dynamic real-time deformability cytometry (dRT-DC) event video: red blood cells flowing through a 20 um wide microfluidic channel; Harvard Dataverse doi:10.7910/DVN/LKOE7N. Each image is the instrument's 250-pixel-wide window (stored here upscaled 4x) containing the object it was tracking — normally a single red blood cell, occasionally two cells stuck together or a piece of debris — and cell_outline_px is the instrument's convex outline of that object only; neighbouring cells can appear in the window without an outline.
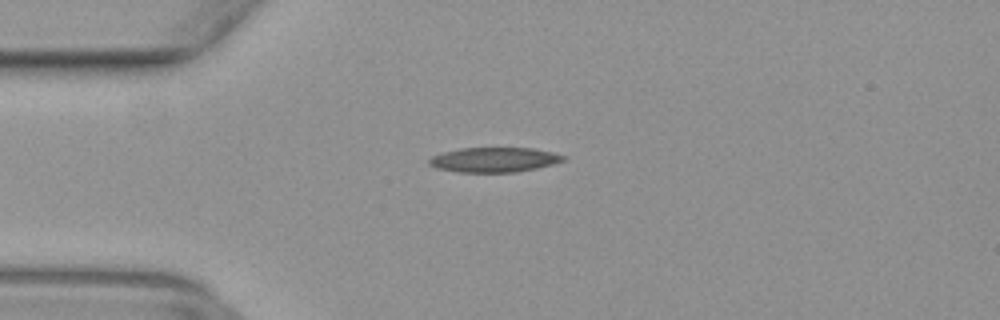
{"species": "common noctule bat (a hibernating species)", "species_latin": "Nyctalus noctula", "temperature_condition": "warm", "stored_images_in_passage": 38, "camera_frame_rate_fps": 3000, "um_per_image_px": 0.085, "animal": {"sex": "female", "body_mass_g": 29.2, "forearm_length_mm": 56.3}, "frame": {"image": 1, "passage_image": 1, "time_ms": 0.0, "image_size_px": [1000, 320], "cell_outline_px": [[568, 156], [564, 160], [552, 164], [536, 168], [516, 172], [460, 172], [436, 168], [428, 164], [428, 160], [432, 156], [444, 152], [460, 148], [532, 148], [552, 152]], "centroid_in_image_um": [42.0, 13.57], "position_along_channel_um": 43.0, "area_um2": 19.31}}
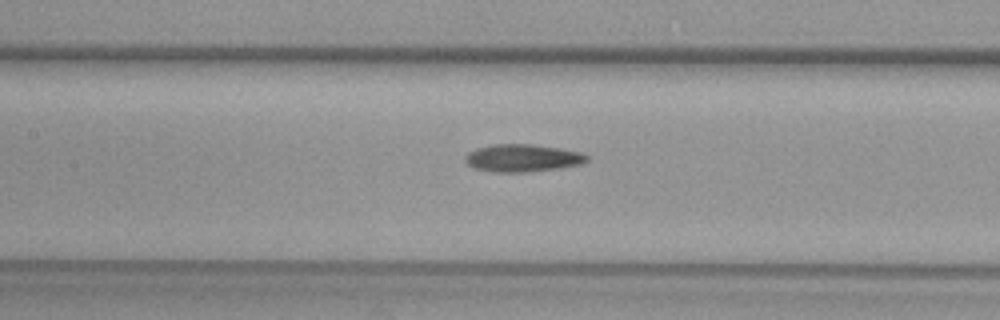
{"frame": {"image": 2, "passage_image": 11, "time_ms": 3.333, "image_size_px": [1000, 320], "cell_outline_px": [[588, 160], [580, 164], [556, 168], [528, 172], [492, 172], [472, 168], [468, 164], [464, 156], [468, 152], [476, 148], [492, 144], [532, 144], [560, 148], [580, 152], [588, 156]], "centroid_in_image_um": [44.37, 13.43], "position_along_channel_um": 163.0, "area_um2": 19.54}}
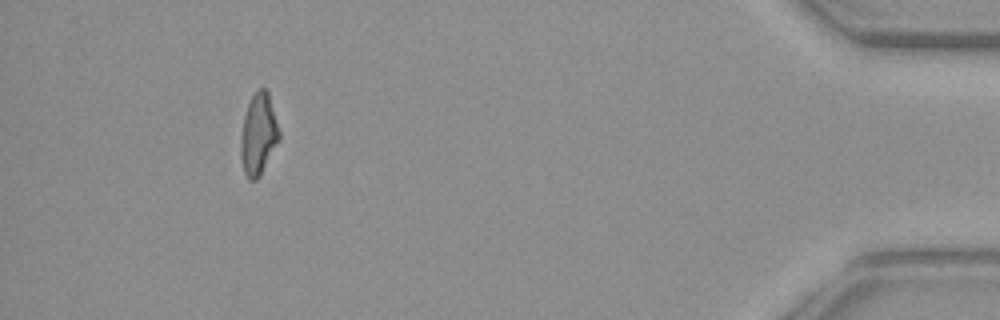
{"frame": {"image": 3, "passage_image": 34, "time_ms": 11.0, "image_size_px": [1000, 320], "cell_outline_px": [[280, 140], [260, 176], [256, 180], [248, 180], [244, 172], [240, 156], [240, 140], [244, 116], [248, 104], [256, 88], [264, 88], [268, 92], [280, 132]], "centroid_in_image_um": [21.97, 11.43], "position_along_channel_um": 413.2, "area_um2": 18.38}}